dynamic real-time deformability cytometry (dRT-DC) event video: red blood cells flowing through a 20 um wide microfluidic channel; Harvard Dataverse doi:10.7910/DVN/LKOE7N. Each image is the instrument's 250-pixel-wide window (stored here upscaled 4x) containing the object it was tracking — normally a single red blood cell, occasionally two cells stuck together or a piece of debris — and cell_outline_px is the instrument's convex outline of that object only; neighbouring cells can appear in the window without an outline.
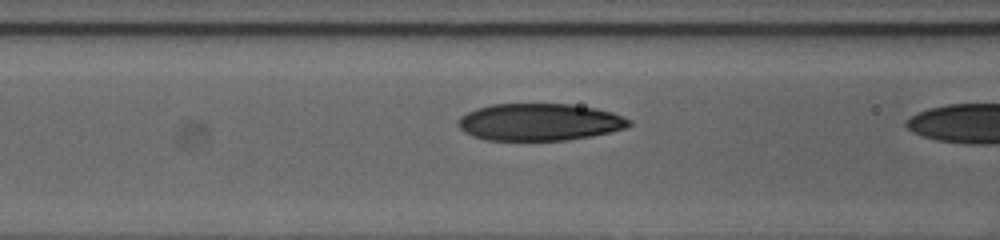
{"species": "human", "species_latin": "Homo sapiens", "temperature_condition": "cold", "stored_images_in_passage": 19, "camera_frame_rate_fps": 3000, "um_per_image_px": 0.085, "donor": {"sex": "female"}, "frame": {"image": 1, "passage_image": 18, "time_ms": 5.667, "image_size_px": [1000, 240], "cell_outline_px": [[632, 124], [628, 128], [592, 136], [568, 140], [488, 140], [472, 136], [464, 132], [460, 128], [460, 116], [476, 108], [492, 104], [572, 104], [596, 108], [612, 112], [624, 116], [632, 120]], "centroid_in_image_um": [45.92, 10.37], "position_along_channel_um": 120.7, "area_um2": 37.17}}